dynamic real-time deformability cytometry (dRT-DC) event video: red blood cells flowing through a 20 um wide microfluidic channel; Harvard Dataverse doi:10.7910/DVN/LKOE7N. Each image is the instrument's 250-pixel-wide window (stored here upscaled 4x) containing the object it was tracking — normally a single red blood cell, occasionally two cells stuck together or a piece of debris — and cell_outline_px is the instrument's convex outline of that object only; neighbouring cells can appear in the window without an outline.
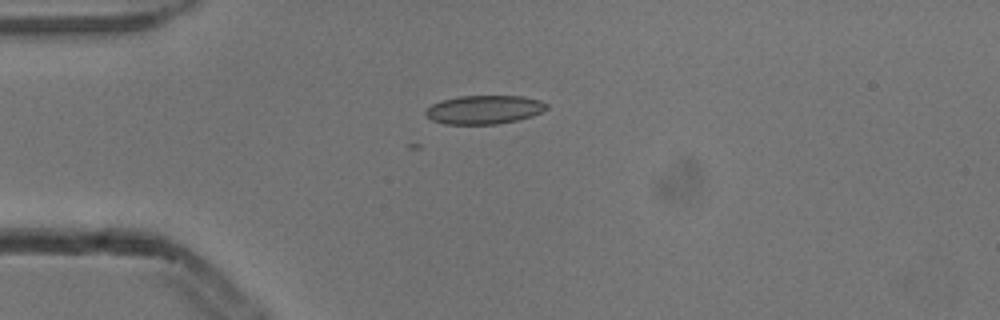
{"species": "common noctule bat (a hibernating species)", "species_latin": "Nyctalus noctula", "temperature_condition": "cold", "stored_images_in_passage": 7, "camera_frame_rate_fps": 3000, "um_per_image_px": 0.085, "animal": {"sex": "male", "body_mass_g": 13.3}, "frame": {"image": 1, "passage_image": 4, "time_ms": 1.0, "image_size_px": [1000, 320], "cell_outline_px": [[548, 108], [532, 116], [516, 120], [496, 124], [444, 124], [432, 120], [424, 112], [432, 104], [444, 100], [460, 96], [524, 96], [540, 100], [548, 104]], "centroid_in_image_um": [41.18, 9.32], "position_along_channel_um": 43.8, "area_um2": 20.06}}
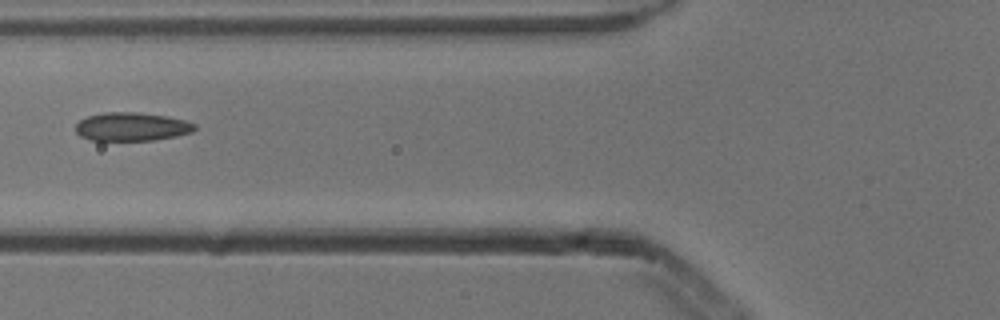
{"frame": {"image": 2, "passage_image": 6, "time_ms": 1.667, "image_size_px": [1000, 320], "cell_outline_px": [[196, 128], [192, 132], [176, 136], [152, 140], [92, 140], [80, 136], [76, 132], [76, 124], [80, 120], [88, 116], [104, 112], [136, 112], [168, 116], [184, 120], [196, 124]], "centroid_in_image_um": [11.2, 10.76], "position_along_channel_um": 114.6, "area_um2": 19.71}}
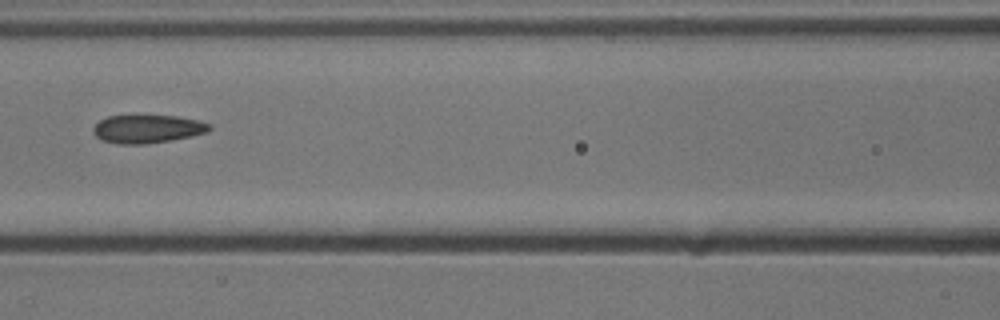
{"frame": {"image": 3, "passage_image": 7, "time_ms": 2.0, "image_size_px": [1000, 320], "cell_outline_px": [[212, 128], [208, 132], [192, 136], [172, 140], [144, 144], [116, 144], [100, 140], [92, 132], [92, 128], [100, 120], [108, 116], [176, 116], [200, 120], [212, 124]], "centroid_in_image_um": [12.55, 10.97], "position_along_channel_um": 154.1, "area_um2": 19.31}}